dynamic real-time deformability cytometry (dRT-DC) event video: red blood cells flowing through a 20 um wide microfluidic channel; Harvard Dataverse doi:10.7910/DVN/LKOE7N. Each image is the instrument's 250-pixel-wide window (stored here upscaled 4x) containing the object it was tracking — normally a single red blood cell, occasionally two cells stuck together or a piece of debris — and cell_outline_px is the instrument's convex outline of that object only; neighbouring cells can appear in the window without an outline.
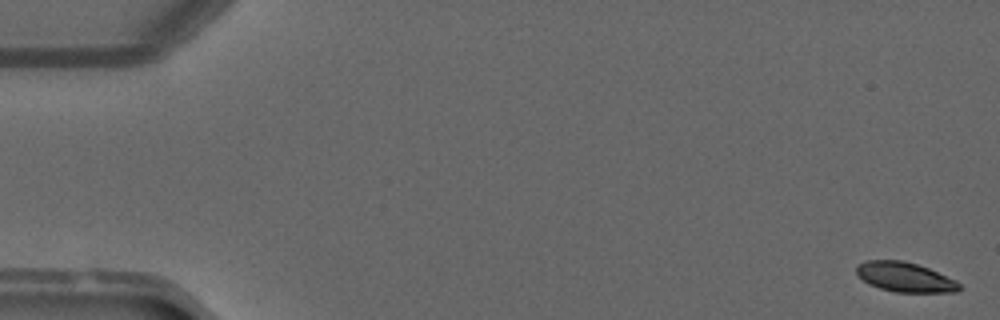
{"species": "common noctule bat (a hibernating species)", "species_latin": "Nyctalus noctula", "temperature_condition": "warm", "stored_images_in_passage": 50, "camera_frame_rate_fps": 3000, "um_per_image_px": 0.085, "animal": {"sex": "male", "forearm_length_mm": 52.5}, "frame": {"image": 1, "passage_image": 1, "time_ms": 0.0, "image_size_px": [1000, 320], "cell_outline_px": [[964, 288], [960, 292], [896, 292], [880, 288], [868, 284], [856, 272], [856, 268], [864, 260], [904, 260], [928, 268], [956, 280]], "centroid_in_image_um": [76.97, 23.56], "position_along_channel_um": 8.0, "area_um2": 17.8}}
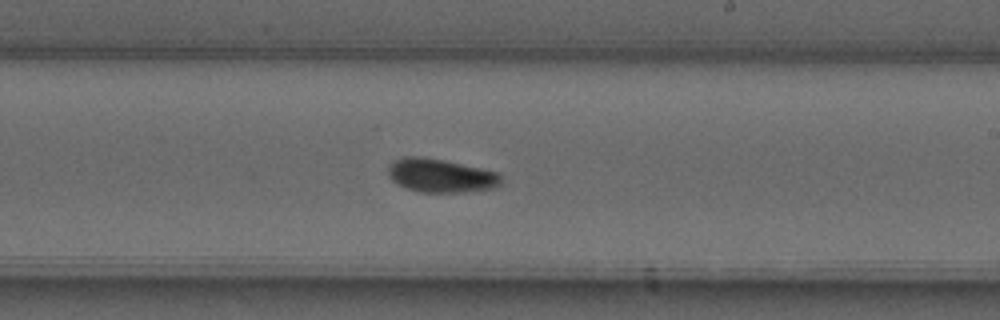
{"frame": {"image": 2, "passage_image": 30, "time_ms": 9.667, "image_size_px": [1000, 320], "cell_outline_px": [[504, 184], [496, 188], [464, 192], [420, 192], [396, 184], [388, 176], [388, 164], [392, 160], [408, 156], [420, 156], [444, 160], [500, 172]], "centroid_in_image_um": [37.5, 14.92], "position_along_channel_um": 251.5, "area_um2": 22.54}}
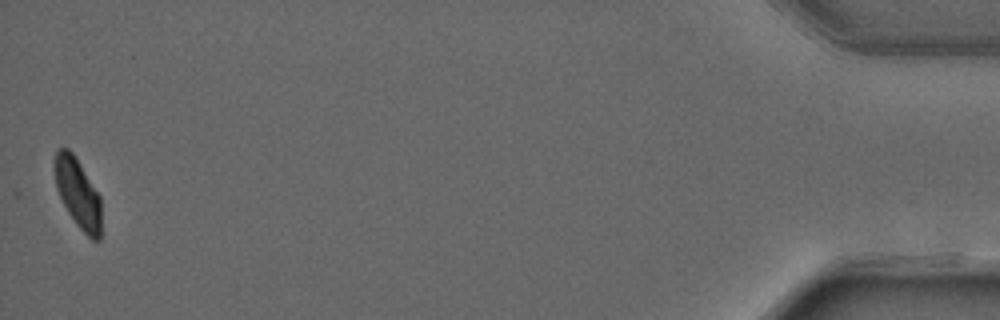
{"frame": {"image": 3, "passage_image": 50, "time_ms": 16.333, "image_size_px": [1000, 320], "cell_outline_px": [[100, 240], [92, 240], [76, 224], [68, 212], [56, 188], [52, 164], [56, 152], [60, 148], [68, 148], [72, 152], [80, 164], [100, 196]], "centroid_in_image_um": [6.58, 16.39], "position_along_channel_um": 428.6, "area_um2": 18.79}, "authors_computed_cell_mechanics": {"area_um2": 20.6346, "velocity_mm_per_s": 4.0954, "shape_relaxation_time_tau1_ms": 6.3161, "shape_relaxation_time_tau2_ms": 2.6742, "deformation_change_tau1": 0.197, "deformation_change_tau2": 0.0582}}